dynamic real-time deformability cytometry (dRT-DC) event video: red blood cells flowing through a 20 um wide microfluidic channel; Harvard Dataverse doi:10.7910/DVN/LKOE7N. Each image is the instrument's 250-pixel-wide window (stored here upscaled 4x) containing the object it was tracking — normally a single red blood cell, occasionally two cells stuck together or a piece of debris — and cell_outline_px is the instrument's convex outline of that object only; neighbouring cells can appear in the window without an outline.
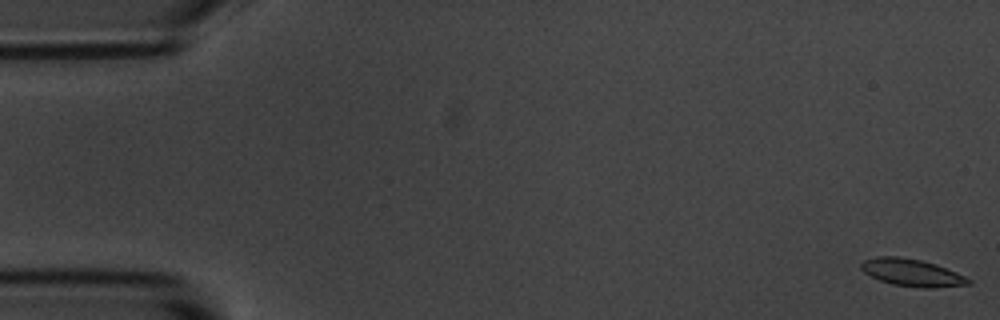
{"species": "common noctule bat (a hibernating species)", "species_latin": "Nyctalus noctula", "temperature_condition": "room temperature", "stored_images_in_passage": 56, "camera_frame_rate_fps": 3000, "um_per_image_px": 0.085, "animal": {"sex": "male", "body_mass_g": 20.1, "forearm_length_mm": 53.5}, "frame": {"image": 1, "passage_image": 1, "time_ms": 0.0, "image_size_px": [1000, 320], "cell_outline_px": [[972, 284], [932, 288], [924, 288], [892, 284], [880, 280], [864, 272], [860, 268], [860, 264], [864, 260], [876, 256], [900, 256], [920, 260], [936, 264], [956, 272], [972, 280]], "centroid_in_image_um": [77.52, 23.17], "position_along_channel_um": 7.5, "area_um2": 17.05}}
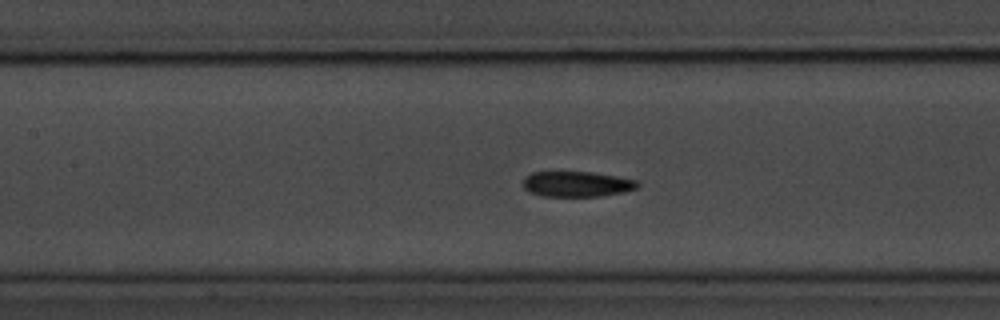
{"frame": {"image": 2, "passage_image": 25, "time_ms": 8.0, "image_size_px": [1000, 320], "cell_outline_px": [[640, 184], [636, 188], [624, 192], [600, 196], [540, 196], [528, 192], [524, 188], [524, 176], [532, 172], [592, 172], [616, 176], [636, 180]], "centroid_in_image_um": [49.01, 15.64], "position_along_channel_um": 158.4, "area_um2": 16.99}}
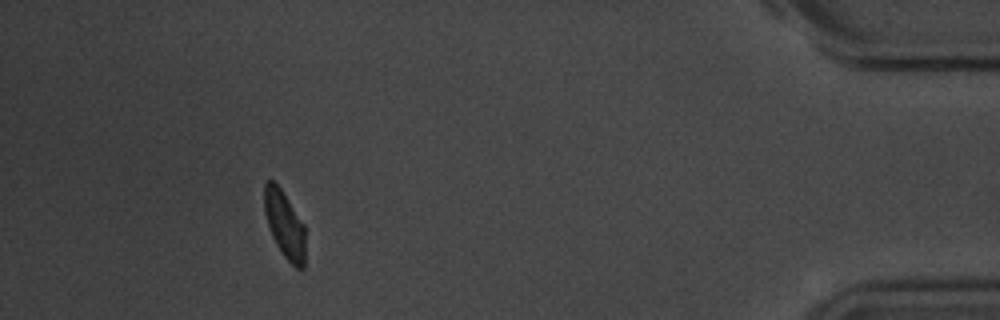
{"frame": {"image": 3, "passage_image": 51, "time_ms": 16.667, "image_size_px": [1000, 320], "cell_outline_px": [[304, 268], [296, 268], [284, 256], [276, 244], [272, 236], [264, 212], [264, 184], [268, 180], [272, 180], [280, 188], [304, 224]], "centroid_in_image_um": [24.17, 19.08], "position_along_channel_um": 411.0, "area_um2": 15.72}, "authors_computed_cell_mechanics": {"area_um2": 17.1088, "velocity_mm_per_s": 3.6032, "shape_relaxation_time_tau1_ms": 2.8326, "shape_relaxation_time_tau2_ms": 10.5526, "deformation_change_tau1": 0.1443, "deformation_change_tau2": 0.1692}}